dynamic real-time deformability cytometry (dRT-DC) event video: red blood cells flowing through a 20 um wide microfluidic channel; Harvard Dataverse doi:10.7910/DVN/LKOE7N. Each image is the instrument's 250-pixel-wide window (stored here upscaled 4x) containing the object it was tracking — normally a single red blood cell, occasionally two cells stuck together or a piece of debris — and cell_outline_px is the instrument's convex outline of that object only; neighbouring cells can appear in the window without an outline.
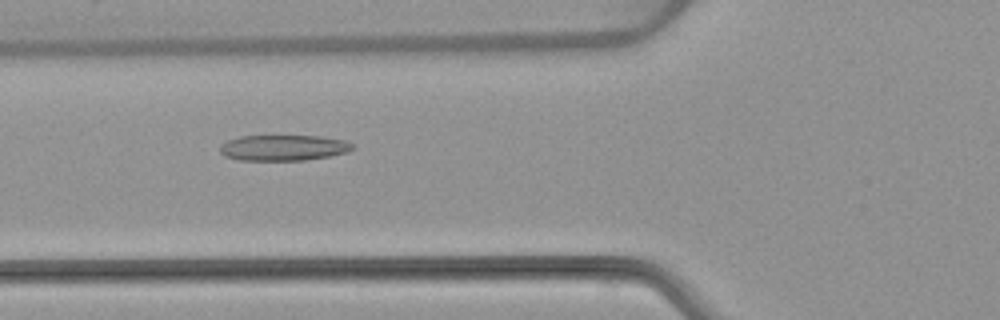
{"species": "common noctule bat (a hibernating species)", "species_latin": "Nyctalus noctula", "temperature_condition": "warm", "stored_images_in_passage": 53, "camera_frame_rate_fps": 3000, "um_per_image_px": 0.085, "animal": {"sex": "female", "body_mass_g": 22.7, "forearm_length_mm": 54.2}, "frame": {"image": 1, "passage_image": 20, "time_ms": 6.333, "image_size_px": [1000, 320], "cell_outline_px": [[356, 148], [348, 152], [328, 156], [304, 160], [240, 160], [224, 156], [220, 152], [220, 144], [228, 140], [240, 136], [320, 136], [348, 140], [356, 144]], "centroid_in_image_um": [24.15, 12.55], "position_along_channel_um": 101.7, "area_um2": 20.11}}
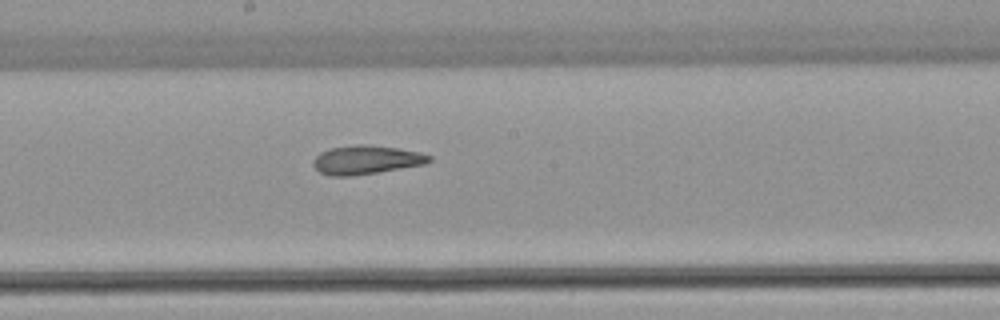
{"frame": {"image": 2, "passage_image": 29, "time_ms": 9.333, "image_size_px": [1000, 320], "cell_outline_px": [[432, 160], [424, 164], [380, 172], [352, 176], [328, 176], [320, 172], [312, 164], [312, 160], [320, 152], [328, 148], [356, 144], [368, 144], [400, 148], [420, 152], [432, 156]], "centroid_in_image_um": [31.11, 13.58], "position_along_channel_um": 217.1, "area_um2": 19.77}}
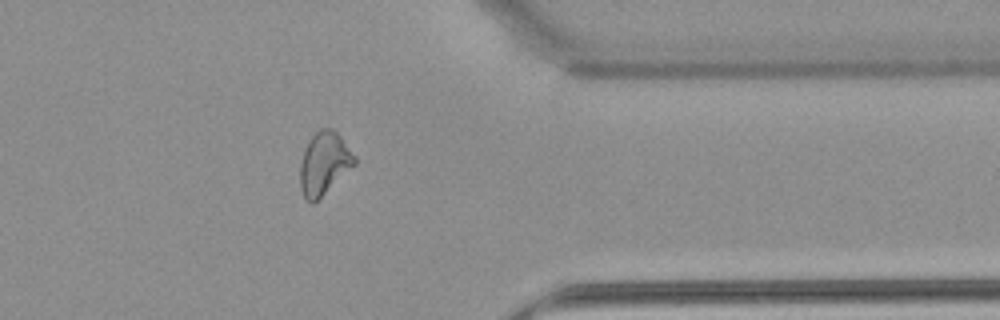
{"frame": {"image": 3, "passage_image": 43, "time_ms": 14.0, "image_size_px": [1000, 320], "cell_outline_px": [[356, 164], [312, 204], [304, 196], [300, 188], [300, 164], [304, 152], [312, 136], [320, 128], [332, 128], [340, 136], [356, 156]], "centroid_in_image_um": [27.56, 13.87], "position_along_channel_um": 383.8, "area_um2": 19.48}, "authors_computed_cell_mechanics": {"area_um2": 20.6924, "velocity_mm_per_s": 3.8449, "shape_relaxation_time_tau1_ms": null, "shape_relaxation_time_tau2_ms": 3.815, "deformation_change_tau1": null, "deformation_change_tau2": 0.1328}}